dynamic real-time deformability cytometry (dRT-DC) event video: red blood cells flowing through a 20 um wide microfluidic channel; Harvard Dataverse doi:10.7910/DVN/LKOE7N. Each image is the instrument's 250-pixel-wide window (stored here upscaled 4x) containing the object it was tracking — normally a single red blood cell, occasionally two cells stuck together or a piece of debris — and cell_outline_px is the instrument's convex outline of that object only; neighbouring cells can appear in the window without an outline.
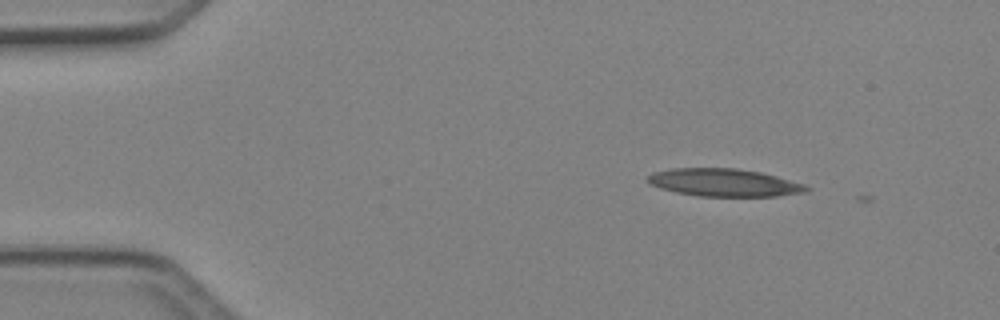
{"species": "Egyptian fruit bat (a non-hibernating species)", "species_latin": "Rousettus aegyptiacus", "temperature_condition": "cold", "stored_images_in_passage": 2, "camera_frame_rate_fps": 3000, "um_per_image_px": 0.085, "animal": {"sex": "female"}, "frame": {"image": 1, "passage_image": 1, "time_ms": 0.0, "image_size_px": [1000, 320], "cell_outline_px": [[812, 188], [808, 192], [776, 196], [700, 196], [676, 192], [660, 188], [644, 180], [652, 172], [672, 168], [736, 168], [760, 172], [776, 176], [804, 184]], "centroid_in_image_um": [61.55, 15.52], "position_along_channel_um": 23.4, "area_um2": 25.66}}